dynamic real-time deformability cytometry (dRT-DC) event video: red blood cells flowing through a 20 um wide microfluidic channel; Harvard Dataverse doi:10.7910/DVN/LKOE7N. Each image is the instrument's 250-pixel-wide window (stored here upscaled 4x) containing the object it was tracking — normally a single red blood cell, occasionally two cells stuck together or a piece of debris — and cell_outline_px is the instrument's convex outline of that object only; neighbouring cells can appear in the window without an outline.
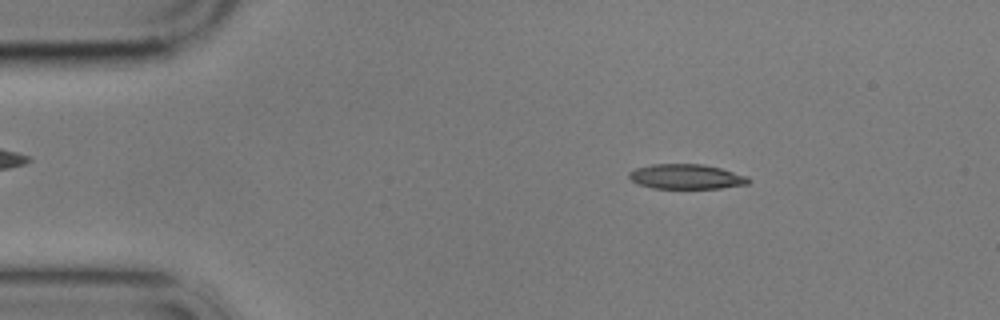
{"species": "common noctule bat (a hibernating species)", "species_latin": "Nyctalus noctula", "temperature_condition": "cold", "stored_images_in_passage": 6, "camera_frame_rate_fps": 3000, "um_per_image_px": 0.085, "animal": {"sex": "male", "body_mass_g": 17.9}, "frame": {"image": 1, "passage_image": 3, "time_ms": 2.333, "image_size_px": [1000, 320], "cell_outline_px": [[752, 180], [748, 184], [720, 188], [652, 188], [636, 184], [628, 176], [628, 172], [636, 168], [652, 164], [704, 164], [720, 168], [748, 176]], "centroid_in_image_um": [58.33, 15.01], "position_along_channel_um": 26.7, "area_um2": 17.4}}